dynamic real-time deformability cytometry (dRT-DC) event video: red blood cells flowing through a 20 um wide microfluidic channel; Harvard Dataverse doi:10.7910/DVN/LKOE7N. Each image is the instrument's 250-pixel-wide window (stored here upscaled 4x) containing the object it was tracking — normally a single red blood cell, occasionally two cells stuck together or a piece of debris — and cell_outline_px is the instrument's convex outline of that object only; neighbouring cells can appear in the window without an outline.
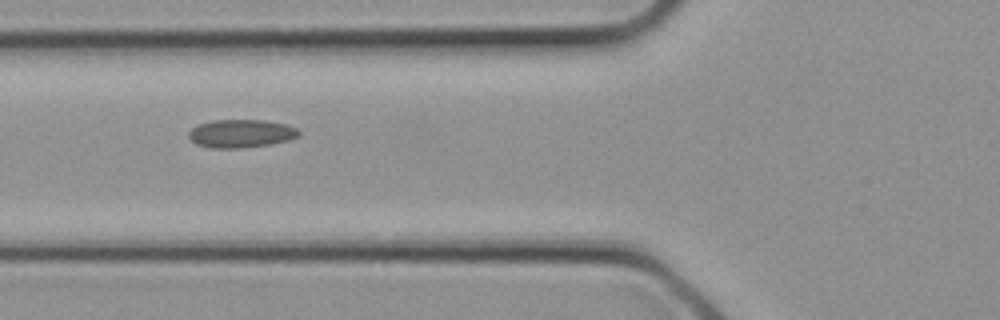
{"species": "common noctule bat (a hibernating species)", "species_latin": "Nyctalus noctula", "temperature_condition": "cold", "stored_images_in_passage": 2, "camera_frame_rate_fps": 3000, "um_per_image_px": 0.085, "animal": {"sex": "female", "body_mass_g": 21.9}, "frame": {"image": 1, "passage_image": 2, "time_ms": 0.333, "image_size_px": [1000, 320], "cell_outline_px": [[300, 136], [288, 140], [272, 144], [240, 148], [212, 148], [196, 144], [188, 136], [188, 132], [192, 128], [200, 124], [212, 120], [264, 120], [288, 124], [296, 128], [300, 132]], "centroid_in_image_um": [20.51, 11.35], "position_along_channel_um": 105.3, "area_um2": 18.15}}